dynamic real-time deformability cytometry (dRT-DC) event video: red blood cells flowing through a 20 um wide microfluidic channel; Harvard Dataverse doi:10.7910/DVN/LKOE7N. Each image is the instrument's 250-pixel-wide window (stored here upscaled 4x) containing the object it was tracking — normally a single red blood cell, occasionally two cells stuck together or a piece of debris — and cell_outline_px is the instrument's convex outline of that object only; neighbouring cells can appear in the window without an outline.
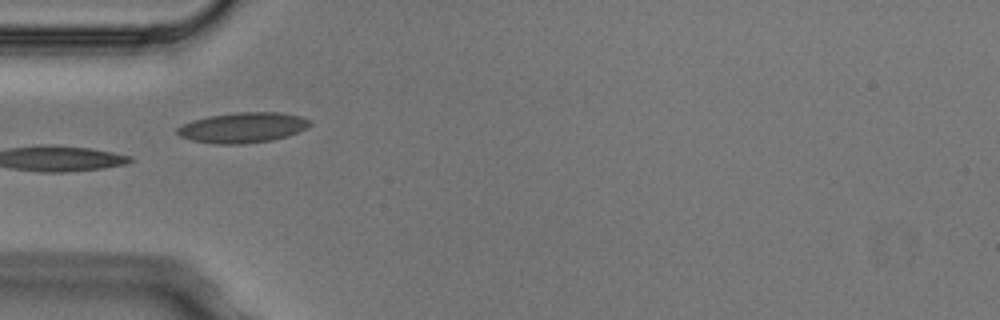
{"species": "Egyptian fruit bat (a non-hibernating species)", "species_latin": "Rousettus aegyptiacus", "temperature_condition": "cold", "stored_images_in_passage": 5, "camera_frame_rate_fps": 3000, "um_per_image_px": 0.085, "animal": {"sex": "male"}, "frame": {"image": 1, "passage_image": 4, "time_ms": 1.0, "image_size_px": [1000, 320], "cell_outline_px": [[312, 124], [308, 128], [288, 136], [272, 140], [244, 144], [216, 144], [192, 140], [180, 136], [176, 132], [176, 128], [180, 124], [192, 120], [208, 116], [240, 112], [280, 112], [304, 116], [312, 120]], "centroid_in_image_um": [20.67, 10.84], "position_along_channel_um": 64.3, "area_um2": 23.81}}
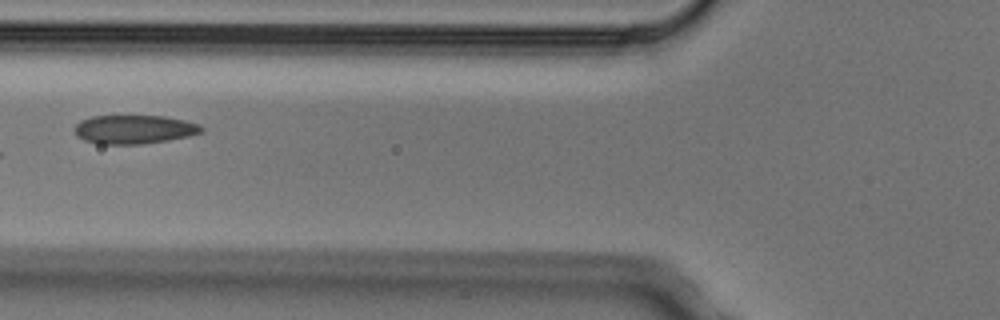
{"frame": {"image": 2, "passage_image": 5, "time_ms": 1.333, "image_size_px": [1000, 320], "cell_outline_px": [[204, 132], [188, 136], [168, 140], [140, 144], [100, 144], [84, 140], [76, 136], [72, 128], [80, 120], [92, 116], [164, 116], [184, 120], [200, 124], [204, 128]], "centroid_in_image_um": [11.38, 11.0], "position_along_channel_um": 114.4, "area_um2": 21.44}}